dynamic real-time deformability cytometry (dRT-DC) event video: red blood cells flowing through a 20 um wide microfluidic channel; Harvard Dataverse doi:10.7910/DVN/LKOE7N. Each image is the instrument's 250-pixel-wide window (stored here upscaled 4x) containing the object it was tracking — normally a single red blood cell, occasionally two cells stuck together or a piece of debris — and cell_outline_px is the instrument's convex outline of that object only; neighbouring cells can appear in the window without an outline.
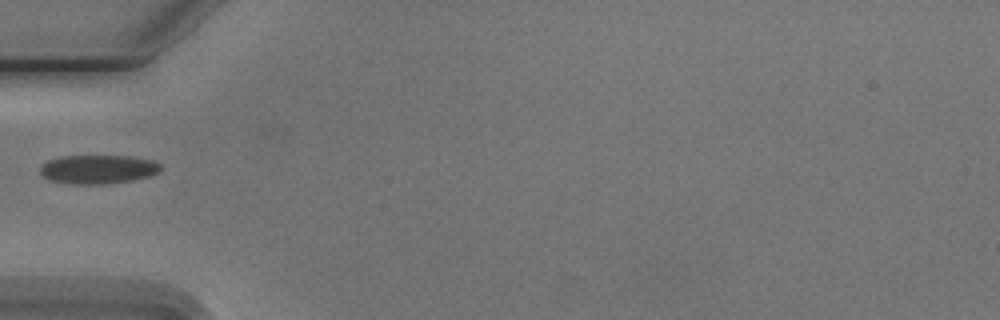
{"species": "Egyptian fruit bat (a non-hibernating species)", "species_latin": "Rousettus aegyptiacus", "temperature_condition": "cold", "stored_images_in_passage": 6, "camera_frame_rate_fps": 3000, "um_per_image_px": 0.085, "animal": {"sex": "male"}, "frame": {"image": 1, "passage_image": 6, "time_ms": 6.0, "image_size_px": [1000, 320], "cell_outline_px": [[160, 168], [156, 172], [148, 176], [132, 180], [104, 184], [72, 184], [48, 180], [40, 172], [40, 168], [48, 160], [60, 156], [132, 156], [152, 160], [160, 164]], "centroid_in_image_um": [8.3, 14.38], "position_along_channel_um": 76.7, "area_um2": 20.11}}